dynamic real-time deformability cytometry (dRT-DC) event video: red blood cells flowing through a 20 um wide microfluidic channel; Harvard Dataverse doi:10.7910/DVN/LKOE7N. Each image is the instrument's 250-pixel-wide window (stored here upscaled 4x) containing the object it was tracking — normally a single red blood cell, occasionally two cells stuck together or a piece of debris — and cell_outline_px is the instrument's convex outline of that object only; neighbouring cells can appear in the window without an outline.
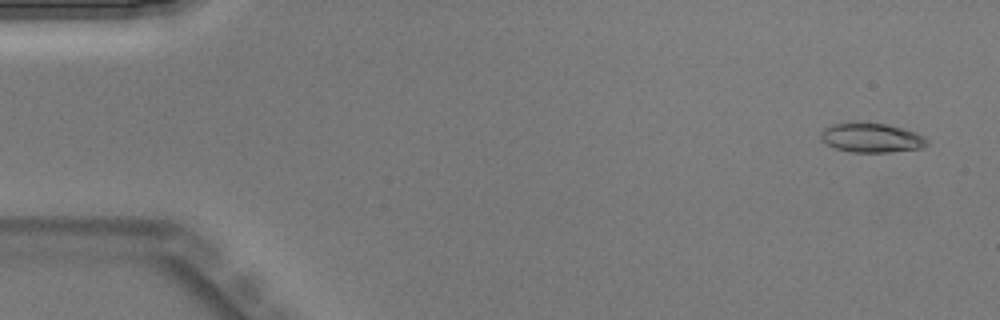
{"species": "Egyptian fruit bat (a non-hibernating species)", "species_latin": "Rousettus aegyptiacus", "temperature_condition": "warm", "stored_images_in_passage": 43, "camera_frame_rate_fps": 3000, "um_per_image_px": 0.085, "animal": {"sex": "male"}, "frame": {"image": 1, "passage_image": 1, "time_ms": 0.0, "image_size_px": [1000, 320], "cell_outline_px": [[928, 144], [924, 148], [888, 152], [852, 152], [836, 148], [820, 140], [820, 132], [824, 128], [832, 124], [860, 120], [888, 124], [916, 132], [924, 136], [928, 140]], "centroid_in_image_um": [74.07, 11.67], "position_along_channel_um": 10.9, "area_um2": 18.73}}
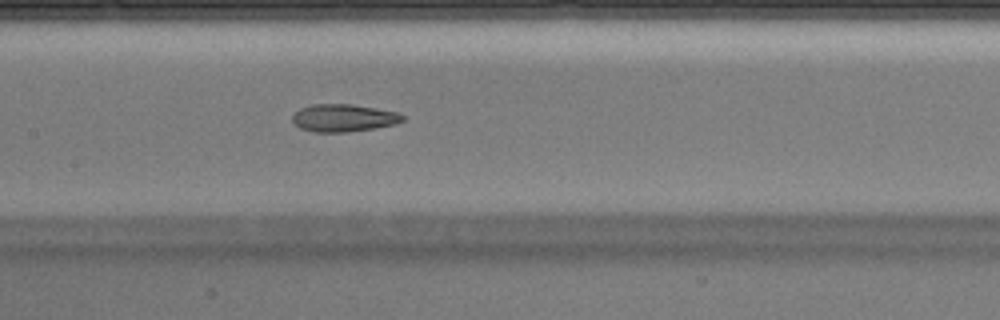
{"frame": {"image": 2, "passage_image": 20, "time_ms": 6.333, "image_size_px": [1000, 320], "cell_outline_px": [[404, 120], [396, 124], [348, 132], [312, 132], [300, 128], [292, 120], [292, 116], [300, 108], [312, 104], [352, 104], [376, 108], [396, 112], [404, 116]], "centroid_in_image_um": [29.19, 10.02], "position_along_channel_um": 178.2, "area_um2": 17.63}}
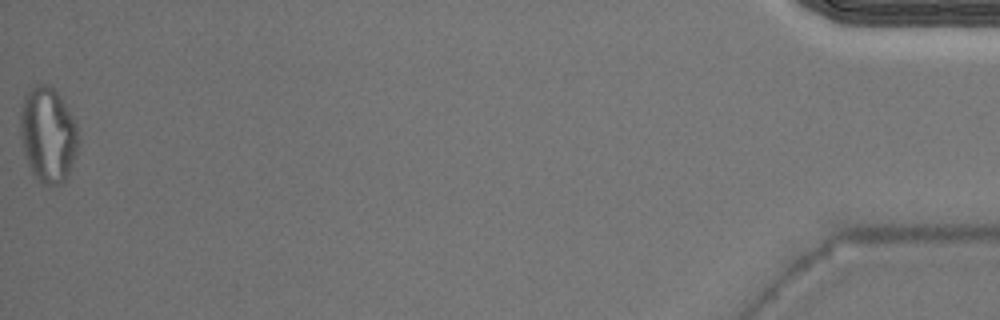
{"frame": {"image": 3, "passage_image": 43, "time_ms": 14.0, "image_size_px": [1000, 320], "cell_outline_px": [[80, 140], [76, 152], [68, 172], [64, 180], [60, 184], [48, 188], [32, 172], [28, 164], [24, 152], [20, 132], [20, 112], [24, 96], [36, 84], [48, 84], [60, 96], [76, 120]], "centroid_in_image_um": [4.09, 11.44], "position_along_channel_um": 431.1, "area_um2": 32.25}}